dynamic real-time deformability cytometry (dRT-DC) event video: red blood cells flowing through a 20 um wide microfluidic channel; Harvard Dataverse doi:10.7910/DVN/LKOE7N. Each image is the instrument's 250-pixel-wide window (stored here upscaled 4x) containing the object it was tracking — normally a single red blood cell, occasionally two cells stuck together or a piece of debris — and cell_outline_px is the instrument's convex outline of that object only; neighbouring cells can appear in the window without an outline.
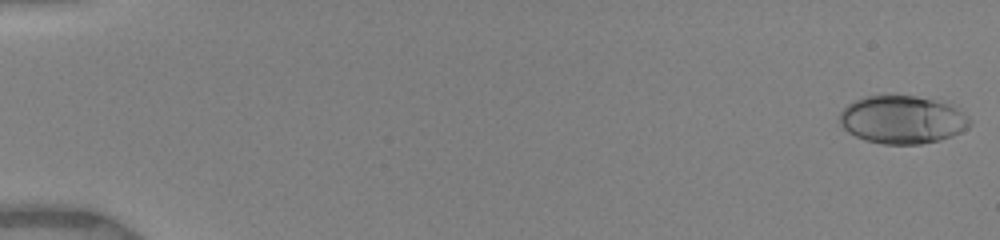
{"species": "human", "species_latin": "Homo sapiens", "temperature_condition": "warm", "stored_images_in_passage": 30, "camera_frame_rate_fps": 3000, "um_per_image_px": 0.085, "donor": {"sex": "female"}, "frame": {"image": 1, "passage_image": 1, "time_ms": 0.0, "image_size_px": [1000, 240], "cell_outline_px": [[972, 124], [968, 128], [952, 136], [940, 140], [920, 144], [884, 144], [864, 140], [848, 132], [840, 124], [840, 112], [848, 104], [864, 96], [884, 92], [916, 96], [936, 100], [948, 104], [956, 108], [968, 116], [972, 120]], "centroid_in_image_um": [76.69, 10.14], "position_along_channel_um": 8.3, "area_um2": 37.11}}
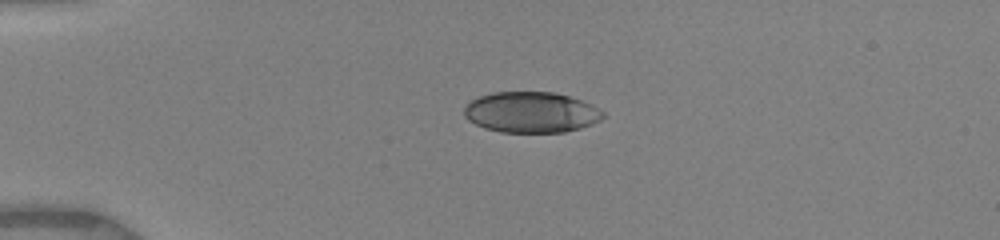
{"frame": {"image": 2, "passage_image": 14, "time_ms": 4.0, "image_size_px": [1000, 240], "cell_outline_px": [[608, 116], [592, 124], [580, 128], [564, 132], [500, 132], [484, 128], [468, 120], [464, 116], [464, 108], [472, 100], [480, 96], [492, 92], [552, 92], [568, 96], [580, 100], [604, 112]], "centroid_in_image_um": [45.14, 9.55], "position_along_channel_um": 39.9, "area_um2": 32.89}}
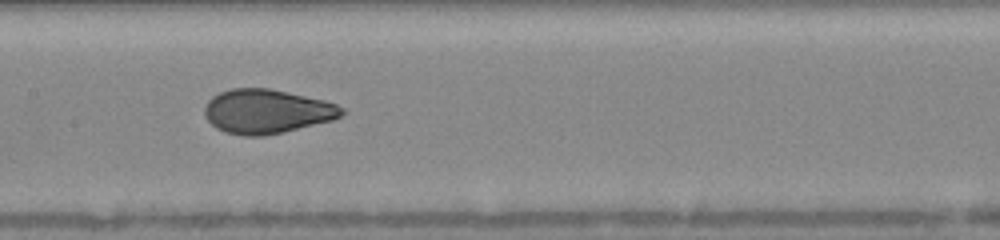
{"frame": {"image": 3, "passage_image": 29, "time_ms": 8.667, "image_size_px": [1000, 240], "cell_outline_px": [[344, 112], [340, 116], [332, 120], [284, 132], [264, 136], [244, 136], [224, 132], [216, 128], [208, 120], [204, 112], [204, 108], [208, 100], [212, 96], [220, 92], [232, 88], [268, 88], [288, 92], [324, 100], [336, 104], [344, 108]], "centroid_in_image_um": [22.66, 9.47], "position_along_channel_um": 184.7, "area_um2": 35.32}}